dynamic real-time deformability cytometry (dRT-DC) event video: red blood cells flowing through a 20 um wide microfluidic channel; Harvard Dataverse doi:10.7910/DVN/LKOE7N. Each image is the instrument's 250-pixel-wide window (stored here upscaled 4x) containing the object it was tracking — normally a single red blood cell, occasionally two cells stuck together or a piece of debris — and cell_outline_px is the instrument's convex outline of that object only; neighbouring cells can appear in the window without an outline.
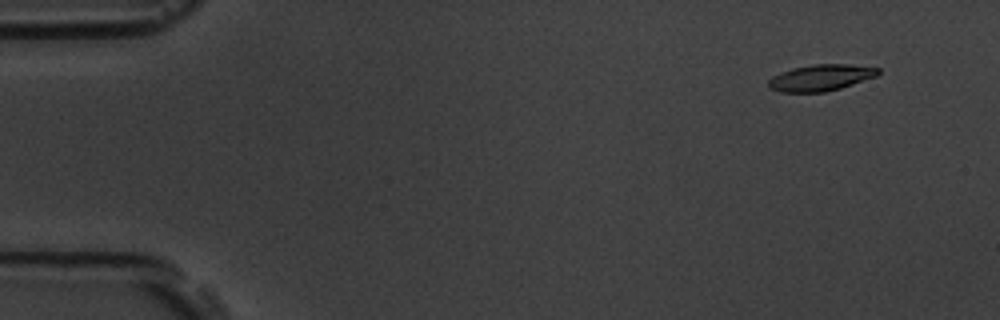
{"species": "common noctule bat (a hibernating species)", "species_latin": "Nyctalus noctula", "temperature_condition": "room temperature", "stored_images_in_passage": 53, "camera_frame_rate_fps": 3000, "um_per_image_px": 0.085, "animal": {"sex": "male", "body_mass_g": 19.5, "forearm_length_mm": 54.6}, "frame": {"image": 1, "passage_image": 3, "time_ms": 0.667, "image_size_px": [1000, 320], "cell_outline_px": [[880, 72], [876, 76], [840, 88], [824, 92], [780, 92], [768, 88], [768, 80], [772, 76], [780, 72], [792, 68], [812, 64], [848, 64], [880, 68]], "centroid_in_image_um": [69.72, 6.6], "position_along_channel_um": 15.3, "area_um2": 16.88}}
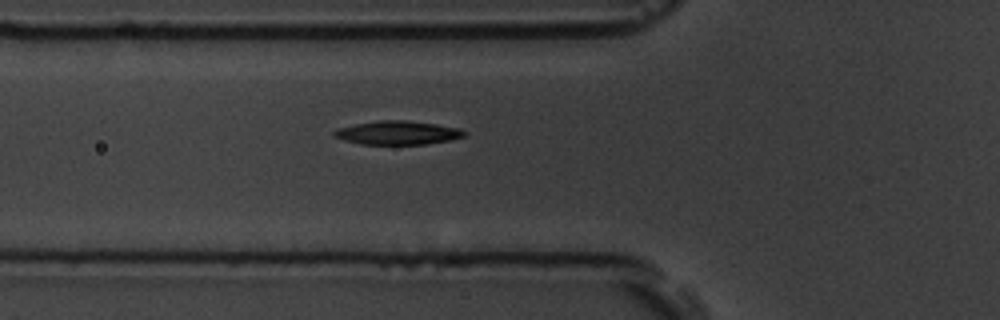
{"frame": {"image": 2, "passage_image": 18, "time_ms": 5.667, "image_size_px": [1000, 320], "cell_outline_px": [[468, 132], [464, 136], [452, 140], [428, 144], [360, 144], [344, 140], [336, 136], [332, 132], [336, 128], [356, 124], [380, 120], [404, 120], [436, 124], [460, 128]], "centroid_in_image_um": [33.84, 11.28], "position_along_channel_um": 92.0, "area_um2": 17.98}}
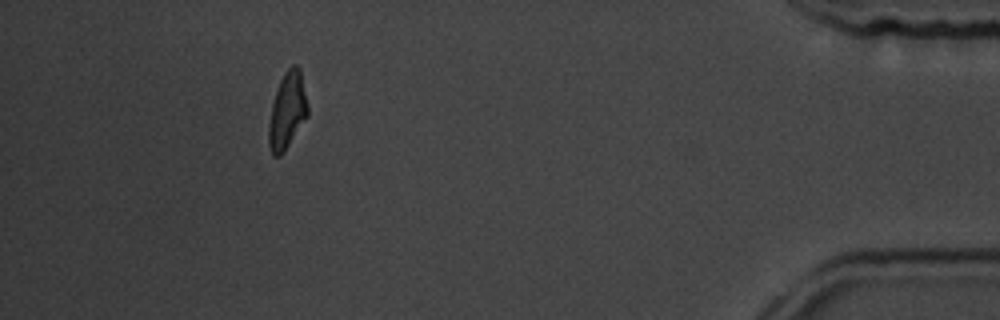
{"frame": {"image": 3, "passage_image": 48, "time_ms": 15.667, "image_size_px": [1000, 320], "cell_outline_px": [[308, 116], [284, 152], [280, 156], [272, 156], [268, 144], [268, 128], [272, 104], [280, 80], [284, 72], [292, 64], [296, 64], [300, 68], [308, 104]], "centroid_in_image_um": [24.42, 9.42], "position_along_channel_um": 410.8, "area_um2": 17.51}, "authors_computed_cell_mechanics": {"area_um2": 17.8024, "velocity_mm_per_s": 3.774, "shape_relaxation_time_tau1_ms": 3.7672, "shape_relaxation_time_tau2_ms": 3.2802, "deformation_change_tau1": 0.1631, "deformation_change_tau2": 0.0982}}